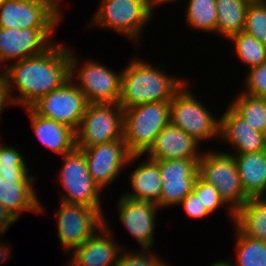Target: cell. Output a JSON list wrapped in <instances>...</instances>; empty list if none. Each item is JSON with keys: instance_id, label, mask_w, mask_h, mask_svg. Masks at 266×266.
<instances>
[{"instance_id": "1", "label": "cell", "mask_w": 266, "mask_h": 266, "mask_svg": "<svg viewBox=\"0 0 266 266\" xmlns=\"http://www.w3.org/2000/svg\"><path fill=\"white\" fill-rule=\"evenodd\" d=\"M2 73L10 102L30 108L70 79V52L56 43L46 52L19 60ZM13 86L20 96L12 97Z\"/></svg>"}, {"instance_id": "2", "label": "cell", "mask_w": 266, "mask_h": 266, "mask_svg": "<svg viewBox=\"0 0 266 266\" xmlns=\"http://www.w3.org/2000/svg\"><path fill=\"white\" fill-rule=\"evenodd\" d=\"M122 70L119 105L122 109L151 102H170L185 84L142 60H133Z\"/></svg>"}, {"instance_id": "3", "label": "cell", "mask_w": 266, "mask_h": 266, "mask_svg": "<svg viewBox=\"0 0 266 266\" xmlns=\"http://www.w3.org/2000/svg\"><path fill=\"white\" fill-rule=\"evenodd\" d=\"M18 150L0 145V204L18 219L23 211H42L33 189V176L28 175L25 161Z\"/></svg>"}, {"instance_id": "4", "label": "cell", "mask_w": 266, "mask_h": 266, "mask_svg": "<svg viewBox=\"0 0 266 266\" xmlns=\"http://www.w3.org/2000/svg\"><path fill=\"white\" fill-rule=\"evenodd\" d=\"M170 123V102H151L124 109V139L132 155H144Z\"/></svg>"}, {"instance_id": "5", "label": "cell", "mask_w": 266, "mask_h": 266, "mask_svg": "<svg viewBox=\"0 0 266 266\" xmlns=\"http://www.w3.org/2000/svg\"><path fill=\"white\" fill-rule=\"evenodd\" d=\"M230 153H203L198 161V176L213 185L226 205L231 203V216L250 198L245 194L234 156ZM233 205V206H232Z\"/></svg>"}, {"instance_id": "6", "label": "cell", "mask_w": 266, "mask_h": 266, "mask_svg": "<svg viewBox=\"0 0 266 266\" xmlns=\"http://www.w3.org/2000/svg\"><path fill=\"white\" fill-rule=\"evenodd\" d=\"M75 133L78 149L122 139L124 110L119 103L88 104Z\"/></svg>"}, {"instance_id": "7", "label": "cell", "mask_w": 266, "mask_h": 266, "mask_svg": "<svg viewBox=\"0 0 266 266\" xmlns=\"http://www.w3.org/2000/svg\"><path fill=\"white\" fill-rule=\"evenodd\" d=\"M72 55L70 52V79L61 87L44 95L31 108L37 114L71 127L76 132L88 102L80 89L72 83L78 63Z\"/></svg>"}, {"instance_id": "8", "label": "cell", "mask_w": 266, "mask_h": 266, "mask_svg": "<svg viewBox=\"0 0 266 266\" xmlns=\"http://www.w3.org/2000/svg\"><path fill=\"white\" fill-rule=\"evenodd\" d=\"M184 84L170 101V123L194 137L198 142L220 135L217 119L200 101L185 90Z\"/></svg>"}, {"instance_id": "9", "label": "cell", "mask_w": 266, "mask_h": 266, "mask_svg": "<svg viewBox=\"0 0 266 266\" xmlns=\"http://www.w3.org/2000/svg\"><path fill=\"white\" fill-rule=\"evenodd\" d=\"M64 163L60 171L59 180L66 189V195L61 202L69 204H81L90 208H97L100 212L101 206L99 194L103 190L91 178L87 169L84 151L75 148L73 151L63 155Z\"/></svg>"}, {"instance_id": "10", "label": "cell", "mask_w": 266, "mask_h": 266, "mask_svg": "<svg viewBox=\"0 0 266 266\" xmlns=\"http://www.w3.org/2000/svg\"><path fill=\"white\" fill-rule=\"evenodd\" d=\"M100 4L91 25L111 28L135 40L152 16L148 0H102Z\"/></svg>"}, {"instance_id": "11", "label": "cell", "mask_w": 266, "mask_h": 266, "mask_svg": "<svg viewBox=\"0 0 266 266\" xmlns=\"http://www.w3.org/2000/svg\"><path fill=\"white\" fill-rule=\"evenodd\" d=\"M58 0H6L0 4V27L9 29L56 28Z\"/></svg>"}, {"instance_id": "12", "label": "cell", "mask_w": 266, "mask_h": 266, "mask_svg": "<svg viewBox=\"0 0 266 266\" xmlns=\"http://www.w3.org/2000/svg\"><path fill=\"white\" fill-rule=\"evenodd\" d=\"M57 215L60 243L66 250H74L88 240L105 221L102 212L81 204L62 202Z\"/></svg>"}, {"instance_id": "13", "label": "cell", "mask_w": 266, "mask_h": 266, "mask_svg": "<svg viewBox=\"0 0 266 266\" xmlns=\"http://www.w3.org/2000/svg\"><path fill=\"white\" fill-rule=\"evenodd\" d=\"M81 150L84 151L91 178L102 189L112 183L125 163L142 156L132 155L124 138Z\"/></svg>"}, {"instance_id": "14", "label": "cell", "mask_w": 266, "mask_h": 266, "mask_svg": "<svg viewBox=\"0 0 266 266\" xmlns=\"http://www.w3.org/2000/svg\"><path fill=\"white\" fill-rule=\"evenodd\" d=\"M200 159L155 160L159 166L162 191L159 207L180 204L184 197L193 190L198 177Z\"/></svg>"}, {"instance_id": "15", "label": "cell", "mask_w": 266, "mask_h": 266, "mask_svg": "<svg viewBox=\"0 0 266 266\" xmlns=\"http://www.w3.org/2000/svg\"><path fill=\"white\" fill-rule=\"evenodd\" d=\"M54 29H5L0 27V63L15 58L17 62L46 52L55 44L48 40Z\"/></svg>"}, {"instance_id": "16", "label": "cell", "mask_w": 266, "mask_h": 266, "mask_svg": "<svg viewBox=\"0 0 266 266\" xmlns=\"http://www.w3.org/2000/svg\"><path fill=\"white\" fill-rule=\"evenodd\" d=\"M83 66L77 74L80 83L77 87L88 104L119 103L122 72L116 74L95 61H88Z\"/></svg>"}, {"instance_id": "17", "label": "cell", "mask_w": 266, "mask_h": 266, "mask_svg": "<svg viewBox=\"0 0 266 266\" xmlns=\"http://www.w3.org/2000/svg\"><path fill=\"white\" fill-rule=\"evenodd\" d=\"M118 206L121 222L141 244L142 249L150 251L154 239L155 216L159 206L153 202L132 200L124 196L119 200Z\"/></svg>"}, {"instance_id": "18", "label": "cell", "mask_w": 266, "mask_h": 266, "mask_svg": "<svg viewBox=\"0 0 266 266\" xmlns=\"http://www.w3.org/2000/svg\"><path fill=\"white\" fill-rule=\"evenodd\" d=\"M198 142L177 126L169 123L157 135L154 143L146 152L151 160L200 159L197 152Z\"/></svg>"}, {"instance_id": "19", "label": "cell", "mask_w": 266, "mask_h": 266, "mask_svg": "<svg viewBox=\"0 0 266 266\" xmlns=\"http://www.w3.org/2000/svg\"><path fill=\"white\" fill-rule=\"evenodd\" d=\"M220 138L237 148V154L266 150V134L254 130L231 107L220 118Z\"/></svg>"}, {"instance_id": "20", "label": "cell", "mask_w": 266, "mask_h": 266, "mask_svg": "<svg viewBox=\"0 0 266 266\" xmlns=\"http://www.w3.org/2000/svg\"><path fill=\"white\" fill-rule=\"evenodd\" d=\"M100 232H103L101 236L96 231L80 247L74 249L69 266H117L121 248L110 239L112 234L105 224Z\"/></svg>"}, {"instance_id": "21", "label": "cell", "mask_w": 266, "mask_h": 266, "mask_svg": "<svg viewBox=\"0 0 266 266\" xmlns=\"http://www.w3.org/2000/svg\"><path fill=\"white\" fill-rule=\"evenodd\" d=\"M32 128L44 146L55 153L65 155L76 148V133L66 125L37 114L31 107L26 108Z\"/></svg>"}, {"instance_id": "22", "label": "cell", "mask_w": 266, "mask_h": 266, "mask_svg": "<svg viewBox=\"0 0 266 266\" xmlns=\"http://www.w3.org/2000/svg\"><path fill=\"white\" fill-rule=\"evenodd\" d=\"M233 156L245 194L250 199L261 198L266 191V150Z\"/></svg>"}, {"instance_id": "23", "label": "cell", "mask_w": 266, "mask_h": 266, "mask_svg": "<svg viewBox=\"0 0 266 266\" xmlns=\"http://www.w3.org/2000/svg\"><path fill=\"white\" fill-rule=\"evenodd\" d=\"M147 161L137 166L130 176L134 191L123 196L132 200L157 203L162 191L160 169L156 161L151 159Z\"/></svg>"}, {"instance_id": "24", "label": "cell", "mask_w": 266, "mask_h": 266, "mask_svg": "<svg viewBox=\"0 0 266 266\" xmlns=\"http://www.w3.org/2000/svg\"><path fill=\"white\" fill-rule=\"evenodd\" d=\"M233 222L243 235L266 242V198L249 199L235 212Z\"/></svg>"}, {"instance_id": "25", "label": "cell", "mask_w": 266, "mask_h": 266, "mask_svg": "<svg viewBox=\"0 0 266 266\" xmlns=\"http://www.w3.org/2000/svg\"><path fill=\"white\" fill-rule=\"evenodd\" d=\"M248 6L242 0H216V32L228 39L242 32Z\"/></svg>"}, {"instance_id": "26", "label": "cell", "mask_w": 266, "mask_h": 266, "mask_svg": "<svg viewBox=\"0 0 266 266\" xmlns=\"http://www.w3.org/2000/svg\"><path fill=\"white\" fill-rule=\"evenodd\" d=\"M230 107L254 130L266 134V98L241 93Z\"/></svg>"}, {"instance_id": "27", "label": "cell", "mask_w": 266, "mask_h": 266, "mask_svg": "<svg viewBox=\"0 0 266 266\" xmlns=\"http://www.w3.org/2000/svg\"><path fill=\"white\" fill-rule=\"evenodd\" d=\"M186 20L193 28L216 32V0H189Z\"/></svg>"}, {"instance_id": "28", "label": "cell", "mask_w": 266, "mask_h": 266, "mask_svg": "<svg viewBox=\"0 0 266 266\" xmlns=\"http://www.w3.org/2000/svg\"><path fill=\"white\" fill-rule=\"evenodd\" d=\"M235 45L236 53L241 61L250 68L259 66L266 61V45L245 32H240L229 38Z\"/></svg>"}, {"instance_id": "29", "label": "cell", "mask_w": 266, "mask_h": 266, "mask_svg": "<svg viewBox=\"0 0 266 266\" xmlns=\"http://www.w3.org/2000/svg\"><path fill=\"white\" fill-rule=\"evenodd\" d=\"M236 233L237 266H266V242Z\"/></svg>"}, {"instance_id": "30", "label": "cell", "mask_w": 266, "mask_h": 266, "mask_svg": "<svg viewBox=\"0 0 266 266\" xmlns=\"http://www.w3.org/2000/svg\"><path fill=\"white\" fill-rule=\"evenodd\" d=\"M243 32L266 45V1L248 6Z\"/></svg>"}, {"instance_id": "31", "label": "cell", "mask_w": 266, "mask_h": 266, "mask_svg": "<svg viewBox=\"0 0 266 266\" xmlns=\"http://www.w3.org/2000/svg\"><path fill=\"white\" fill-rule=\"evenodd\" d=\"M193 191L209 213L215 211L219 206L226 204L220 197L218 190L213 185L206 183L199 176L195 180Z\"/></svg>"}, {"instance_id": "32", "label": "cell", "mask_w": 266, "mask_h": 266, "mask_svg": "<svg viewBox=\"0 0 266 266\" xmlns=\"http://www.w3.org/2000/svg\"><path fill=\"white\" fill-rule=\"evenodd\" d=\"M245 94L266 98V61L259 66L250 68L246 79Z\"/></svg>"}, {"instance_id": "33", "label": "cell", "mask_w": 266, "mask_h": 266, "mask_svg": "<svg viewBox=\"0 0 266 266\" xmlns=\"http://www.w3.org/2000/svg\"><path fill=\"white\" fill-rule=\"evenodd\" d=\"M153 254L145 249V253H124L120 254L117 266H165L166 264L160 258L152 256Z\"/></svg>"}, {"instance_id": "34", "label": "cell", "mask_w": 266, "mask_h": 266, "mask_svg": "<svg viewBox=\"0 0 266 266\" xmlns=\"http://www.w3.org/2000/svg\"><path fill=\"white\" fill-rule=\"evenodd\" d=\"M180 205H183L185 213L194 219L203 218L210 214L193 190L184 197Z\"/></svg>"}, {"instance_id": "35", "label": "cell", "mask_w": 266, "mask_h": 266, "mask_svg": "<svg viewBox=\"0 0 266 266\" xmlns=\"http://www.w3.org/2000/svg\"><path fill=\"white\" fill-rule=\"evenodd\" d=\"M17 220L13 213L0 204V235L7 231L9 226Z\"/></svg>"}, {"instance_id": "36", "label": "cell", "mask_w": 266, "mask_h": 266, "mask_svg": "<svg viewBox=\"0 0 266 266\" xmlns=\"http://www.w3.org/2000/svg\"><path fill=\"white\" fill-rule=\"evenodd\" d=\"M6 103H11L7 94L5 80L2 73L0 74V116L3 110V107Z\"/></svg>"}, {"instance_id": "37", "label": "cell", "mask_w": 266, "mask_h": 266, "mask_svg": "<svg viewBox=\"0 0 266 266\" xmlns=\"http://www.w3.org/2000/svg\"><path fill=\"white\" fill-rule=\"evenodd\" d=\"M4 247H5V244L3 246V243H2V245L0 243V262L1 263H3L2 261H5L8 256H10V252H9L10 248L7 249V247H5V248Z\"/></svg>"}, {"instance_id": "38", "label": "cell", "mask_w": 266, "mask_h": 266, "mask_svg": "<svg viewBox=\"0 0 266 266\" xmlns=\"http://www.w3.org/2000/svg\"><path fill=\"white\" fill-rule=\"evenodd\" d=\"M167 1H172V0H148L151 11L153 10L155 5H158L159 3L160 4L166 3Z\"/></svg>"}, {"instance_id": "39", "label": "cell", "mask_w": 266, "mask_h": 266, "mask_svg": "<svg viewBox=\"0 0 266 266\" xmlns=\"http://www.w3.org/2000/svg\"><path fill=\"white\" fill-rule=\"evenodd\" d=\"M211 266H234V265H231L230 263L228 262H224V261H217V262H214Z\"/></svg>"}, {"instance_id": "40", "label": "cell", "mask_w": 266, "mask_h": 266, "mask_svg": "<svg viewBox=\"0 0 266 266\" xmlns=\"http://www.w3.org/2000/svg\"><path fill=\"white\" fill-rule=\"evenodd\" d=\"M242 1H244L250 5V4L261 3V2L266 1V0H242Z\"/></svg>"}]
</instances>
